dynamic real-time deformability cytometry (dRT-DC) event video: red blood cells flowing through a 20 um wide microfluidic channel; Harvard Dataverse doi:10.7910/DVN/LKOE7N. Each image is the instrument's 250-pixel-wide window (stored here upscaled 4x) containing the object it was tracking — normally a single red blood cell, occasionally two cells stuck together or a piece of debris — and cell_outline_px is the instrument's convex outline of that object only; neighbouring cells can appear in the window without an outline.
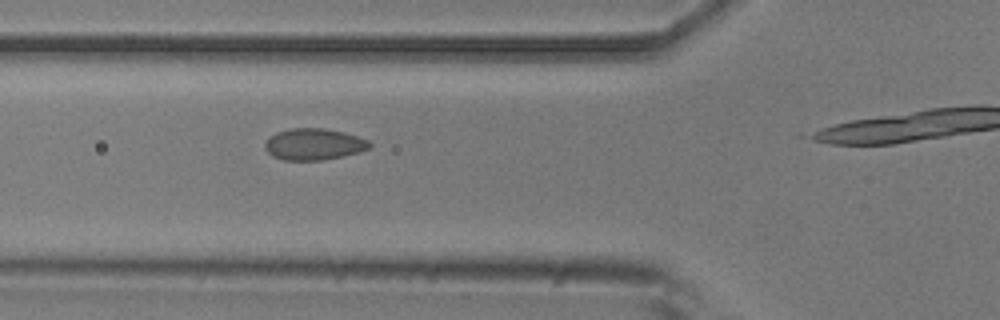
{"species": "common noctule bat (a hibernating species)", "species_latin": "Nyctalus noctula", "temperature_condition": "room temperature", "stored_images_in_passage": 4, "camera_frame_rate_fps": 3000, "um_per_image_px": 0.085, "animal": {"sex": "male", "body_mass_g": 20.5, "forearm_length_mm": 52.5}, "frame": {"image": 1, "passage_image": 3, "time_ms": 2.333, "image_size_px": [1000, 320], "cell_outline_px": [[372, 144], [368, 148], [360, 152], [320, 160], [284, 160], [272, 156], [264, 148], [264, 144], [276, 132], [292, 128], [324, 128], [344, 132], [368, 140]], "centroid_in_image_um": [26.67, 12.25], "position_along_channel_um": 99.1, "area_um2": 19.02}}